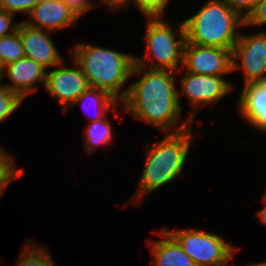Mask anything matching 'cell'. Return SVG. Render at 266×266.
Returning a JSON list of instances; mask_svg holds the SVG:
<instances>
[{"instance_id":"1","label":"cell","mask_w":266,"mask_h":266,"mask_svg":"<svg viewBox=\"0 0 266 266\" xmlns=\"http://www.w3.org/2000/svg\"><path fill=\"white\" fill-rule=\"evenodd\" d=\"M140 72L142 77L128 87L127 95L121 103L122 109L135 119L155 126L166 134L178 133L192 127L193 122L189 118L178 125L182 110L175 84L177 73L147 68L145 70L144 67L134 65L131 77Z\"/></svg>"},{"instance_id":"2","label":"cell","mask_w":266,"mask_h":266,"mask_svg":"<svg viewBox=\"0 0 266 266\" xmlns=\"http://www.w3.org/2000/svg\"><path fill=\"white\" fill-rule=\"evenodd\" d=\"M70 53L84 73L90 87L105 91L117 102H123L128 88L121 92L131 77L135 56L90 44H78Z\"/></svg>"},{"instance_id":"3","label":"cell","mask_w":266,"mask_h":266,"mask_svg":"<svg viewBox=\"0 0 266 266\" xmlns=\"http://www.w3.org/2000/svg\"><path fill=\"white\" fill-rule=\"evenodd\" d=\"M192 129L190 127L178 133H168L160 141L147 144L146 163L137 193L132 198L134 205H139L146 195L171 183L182 174L191 142L195 137Z\"/></svg>"},{"instance_id":"4","label":"cell","mask_w":266,"mask_h":266,"mask_svg":"<svg viewBox=\"0 0 266 266\" xmlns=\"http://www.w3.org/2000/svg\"><path fill=\"white\" fill-rule=\"evenodd\" d=\"M183 24L186 43L233 50L244 19L223 0H209Z\"/></svg>"},{"instance_id":"5","label":"cell","mask_w":266,"mask_h":266,"mask_svg":"<svg viewBox=\"0 0 266 266\" xmlns=\"http://www.w3.org/2000/svg\"><path fill=\"white\" fill-rule=\"evenodd\" d=\"M148 19L145 39L147 43V57L151 62L147 66L145 58L135 56V65L147 69L168 70L179 72L180 64H183L184 47L186 44L185 28L183 21L173 30L164 18Z\"/></svg>"},{"instance_id":"6","label":"cell","mask_w":266,"mask_h":266,"mask_svg":"<svg viewBox=\"0 0 266 266\" xmlns=\"http://www.w3.org/2000/svg\"><path fill=\"white\" fill-rule=\"evenodd\" d=\"M164 229L178 242L196 266H227L239 250L219 235L204 230Z\"/></svg>"},{"instance_id":"7","label":"cell","mask_w":266,"mask_h":266,"mask_svg":"<svg viewBox=\"0 0 266 266\" xmlns=\"http://www.w3.org/2000/svg\"><path fill=\"white\" fill-rule=\"evenodd\" d=\"M241 66L245 77L244 85L266 81L265 30L252 35H239L232 50V71L238 70Z\"/></svg>"},{"instance_id":"8","label":"cell","mask_w":266,"mask_h":266,"mask_svg":"<svg viewBox=\"0 0 266 266\" xmlns=\"http://www.w3.org/2000/svg\"><path fill=\"white\" fill-rule=\"evenodd\" d=\"M180 84L181 87L178 90L179 106L182 110L180 95H185L192 107L195 108V111L189 115L192 122L200 106L215 104L234 90L232 83L227 82L223 76L200 75L189 72H186L185 76L180 79Z\"/></svg>"},{"instance_id":"9","label":"cell","mask_w":266,"mask_h":266,"mask_svg":"<svg viewBox=\"0 0 266 266\" xmlns=\"http://www.w3.org/2000/svg\"><path fill=\"white\" fill-rule=\"evenodd\" d=\"M183 68L185 72L223 76L232 71V50L186 43Z\"/></svg>"},{"instance_id":"10","label":"cell","mask_w":266,"mask_h":266,"mask_svg":"<svg viewBox=\"0 0 266 266\" xmlns=\"http://www.w3.org/2000/svg\"><path fill=\"white\" fill-rule=\"evenodd\" d=\"M74 64L75 67H65L63 61L46 73L44 89L60 102L63 114L90 87L79 65L76 62Z\"/></svg>"},{"instance_id":"11","label":"cell","mask_w":266,"mask_h":266,"mask_svg":"<svg viewBox=\"0 0 266 266\" xmlns=\"http://www.w3.org/2000/svg\"><path fill=\"white\" fill-rule=\"evenodd\" d=\"M22 41L25 57L39 63L45 69L55 67L63 62L59 50L49 33L43 29L29 26L20 22L18 29Z\"/></svg>"},{"instance_id":"12","label":"cell","mask_w":266,"mask_h":266,"mask_svg":"<svg viewBox=\"0 0 266 266\" xmlns=\"http://www.w3.org/2000/svg\"><path fill=\"white\" fill-rule=\"evenodd\" d=\"M30 20L24 21L29 26L54 32L74 25L78 16L61 0L39 1L28 14Z\"/></svg>"},{"instance_id":"13","label":"cell","mask_w":266,"mask_h":266,"mask_svg":"<svg viewBox=\"0 0 266 266\" xmlns=\"http://www.w3.org/2000/svg\"><path fill=\"white\" fill-rule=\"evenodd\" d=\"M46 73V69L39 63L24 57L6 65L4 75L8 76L10 82L4 85L24 100L28 94L38 90L34 84L40 82L45 86Z\"/></svg>"},{"instance_id":"14","label":"cell","mask_w":266,"mask_h":266,"mask_svg":"<svg viewBox=\"0 0 266 266\" xmlns=\"http://www.w3.org/2000/svg\"><path fill=\"white\" fill-rule=\"evenodd\" d=\"M238 106L241 115L253 128L266 132V81L244 85Z\"/></svg>"},{"instance_id":"15","label":"cell","mask_w":266,"mask_h":266,"mask_svg":"<svg viewBox=\"0 0 266 266\" xmlns=\"http://www.w3.org/2000/svg\"><path fill=\"white\" fill-rule=\"evenodd\" d=\"M163 239L148 242L153 266H196L178 242L164 229L153 231Z\"/></svg>"},{"instance_id":"16","label":"cell","mask_w":266,"mask_h":266,"mask_svg":"<svg viewBox=\"0 0 266 266\" xmlns=\"http://www.w3.org/2000/svg\"><path fill=\"white\" fill-rule=\"evenodd\" d=\"M79 102H83L82 105L86 107L87 110H89L88 112H90L93 108L98 110V111L95 110L96 114L94 113L95 115L93 116H91L90 113H87V115L89 114L87 116L90 119L89 122L102 120L103 118L106 117L105 115L109 111L117 112L116 110L118 105L117 101L114 98H112L109 94H107L105 91L99 90L97 88L89 87L74 101V103L70 107L73 108V106H75Z\"/></svg>"},{"instance_id":"17","label":"cell","mask_w":266,"mask_h":266,"mask_svg":"<svg viewBox=\"0 0 266 266\" xmlns=\"http://www.w3.org/2000/svg\"><path fill=\"white\" fill-rule=\"evenodd\" d=\"M111 122L108 118H103L100 121L89 122L85 129L84 150L87 153L96 152L99 146L110 144L114 135L112 133Z\"/></svg>"},{"instance_id":"18","label":"cell","mask_w":266,"mask_h":266,"mask_svg":"<svg viewBox=\"0 0 266 266\" xmlns=\"http://www.w3.org/2000/svg\"><path fill=\"white\" fill-rule=\"evenodd\" d=\"M33 244V245H32ZM27 245V246H26ZM16 261V266H55L51 253L45 247L28 242Z\"/></svg>"},{"instance_id":"19","label":"cell","mask_w":266,"mask_h":266,"mask_svg":"<svg viewBox=\"0 0 266 266\" xmlns=\"http://www.w3.org/2000/svg\"><path fill=\"white\" fill-rule=\"evenodd\" d=\"M25 57L18 31L0 38V59L6 65Z\"/></svg>"},{"instance_id":"20","label":"cell","mask_w":266,"mask_h":266,"mask_svg":"<svg viewBox=\"0 0 266 266\" xmlns=\"http://www.w3.org/2000/svg\"><path fill=\"white\" fill-rule=\"evenodd\" d=\"M14 165L13 158L0 146V189H6L13 179L23 175L24 169H16Z\"/></svg>"},{"instance_id":"21","label":"cell","mask_w":266,"mask_h":266,"mask_svg":"<svg viewBox=\"0 0 266 266\" xmlns=\"http://www.w3.org/2000/svg\"><path fill=\"white\" fill-rule=\"evenodd\" d=\"M23 102V99L10 90L6 85L0 84V122L9 118Z\"/></svg>"},{"instance_id":"22","label":"cell","mask_w":266,"mask_h":266,"mask_svg":"<svg viewBox=\"0 0 266 266\" xmlns=\"http://www.w3.org/2000/svg\"><path fill=\"white\" fill-rule=\"evenodd\" d=\"M170 0H132L136 8L146 18L163 17Z\"/></svg>"},{"instance_id":"23","label":"cell","mask_w":266,"mask_h":266,"mask_svg":"<svg viewBox=\"0 0 266 266\" xmlns=\"http://www.w3.org/2000/svg\"><path fill=\"white\" fill-rule=\"evenodd\" d=\"M38 2L39 0H0V9L13 14L23 12L27 16Z\"/></svg>"},{"instance_id":"24","label":"cell","mask_w":266,"mask_h":266,"mask_svg":"<svg viewBox=\"0 0 266 266\" xmlns=\"http://www.w3.org/2000/svg\"><path fill=\"white\" fill-rule=\"evenodd\" d=\"M266 25V0H258L254 9L244 19V27Z\"/></svg>"},{"instance_id":"25","label":"cell","mask_w":266,"mask_h":266,"mask_svg":"<svg viewBox=\"0 0 266 266\" xmlns=\"http://www.w3.org/2000/svg\"><path fill=\"white\" fill-rule=\"evenodd\" d=\"M15 14L0 9V38L15 33L20 23L13 24Z\"/></svg>"},{"instance_id":"26","label":"cell","mask_w":266,"mask_h":266,"mask_svg":"<svg viewBox=\"0 0 266 266\" xmlns=\"http://www.w3.org/2000/svg\"><path fill=\"white\" fill-rule=\"evenodd\" d=\"M243 19L254 9L258 0H223Z\"/></svg>"},{"instance_id":"27","label":"cell","mask_w":266,"mask_h":266,"mask_svg":"<svg viewBox=\"0 0 266 266\" xmlns=\"http://www.w3.org/2000/svg\"><path fill=\"white\" fill-rule=\"evenodd\" d=\"M80 18L95 6L90 0H61Z\"/></svg>"},{"instance_id":"28","label":"cell","mask_w":266,"mask_h":266,"mask_svg":"<svg viewBox=\"0 0 266 266\" xmlns=\"http://www.w3.org/2000/svg\"><path fill=\"white\" fill-rule=\"evenodd\" d=\"M100 1V0H99ZM102 4L106 7L108 6V9L112 11V9L116 10L117 8L120 10L121 8L125 9L126 7L131 4L132 0H101Z\"/></svg>"},{"instance_id":"29","label":"cell","mask_w":266,"mask_h":266,"mask_svg":"<svg viewBox=\"0 0 266 266\" xmlns=\"http://www.w3.org/2000/svg\"><path fill=\"white\" fill-rule=\"evenodd\" d=\"M265 206L263 209L258 211V216L260 217L261 222L266 226V194L263 196Z\"/></svg>"},{"instance_id":"30","label":"cell","mask_w":266,"mask_h":266,"mask_svg":"<svg viewBox=\"0 0 266 266\" xmlns=\"http://www.w3.org/2000/svg\"><path fill=\"white\" fill-rule=\"evenodd\" d=\"M5 64L3 63V61L0 59V84L2 82V80L4 79L3 77L5 76Z\"/></svg>"},{"instance_id":"31","label":"cell","mask_w":266,"mask_h":266,"mask_svg":"<svg viewBox=\"0 0 266 266\" xmlns=\"http://www.w3.org/2000/svg\"><path fill=\"white\" fill-rule=\"evenodd\" d=\"M246 266H266V261L263 262H255V263H248Z\"/></svg>"},{"instance_id":"32","label":"cell","mask_w":266,"mask_h":266,"mask_svg":"<svg viewBox=\"0 0 266 266\" xmlns=\"http://www.w3.org/2000/svg\"><path fill=\"white\" fill-rule=\"evenodd\" d=\"M4 191H6V190L5 189H0V198H1V196H3Z\"/></svg>"}]
</instances>
